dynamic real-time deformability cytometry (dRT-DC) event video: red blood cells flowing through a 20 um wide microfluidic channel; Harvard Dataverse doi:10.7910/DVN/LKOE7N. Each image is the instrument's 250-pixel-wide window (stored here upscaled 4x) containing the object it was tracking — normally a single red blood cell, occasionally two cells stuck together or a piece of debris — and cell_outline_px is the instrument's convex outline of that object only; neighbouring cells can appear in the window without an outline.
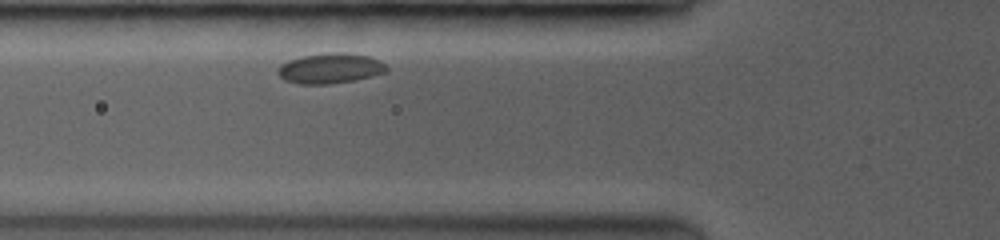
{"species": "common noctule bat (a hibernating species)", "species_latin": "Nyctalus noctula", "temperature_condition": "room temperature", "stored_images_in_passage": 2, "camera_frame_rate_fps": 3500, "um_per_image_px": 0.085, "animal": {"sex": "female", "body_mass_g": 19.0, "forearm_length_mm": 53.3}, "frame": {"image": 1, "passage_image": 2, "time_ms": 0.857, "image_size_px": [1000, 240], "cell_outline_px": [[388, 72], [356, 80], [328, 84], [300, 84], [284, 80], [276, 72], [276, 68], [280, 64], [288, 60], [304, 56], [328, 52], [344, 52], [368, 56], [380, 60], [388, 68]], "centroid_in_image_um": [28.06, 5.81], "position_along_channel_um": 97.7, "area_um2": 19.36}}